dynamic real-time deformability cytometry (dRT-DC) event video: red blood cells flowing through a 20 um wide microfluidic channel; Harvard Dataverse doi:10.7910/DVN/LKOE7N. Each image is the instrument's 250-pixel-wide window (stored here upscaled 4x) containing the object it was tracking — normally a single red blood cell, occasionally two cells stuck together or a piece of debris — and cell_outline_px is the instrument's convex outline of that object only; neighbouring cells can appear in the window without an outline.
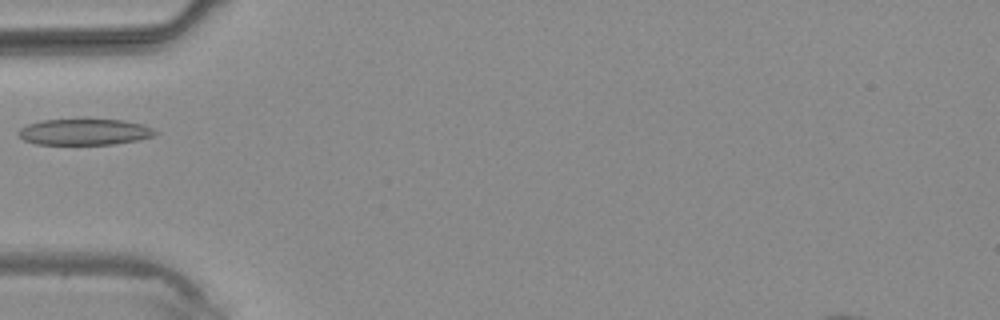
{"species": "common noctule bat (a hibernating species)", "species_latin": "Nyctalus noctula", "temperature_condition": "warm", "stored_images_in_passage": 3, "camera_frame_rate_fps": 3000, "um_per_image_px": 0.085, "animal": {"sex": "male", "body_mass_g": 20.4}, "frame": {"image": 1, "passage_image": 3, "time_ms": 3.333, "image_size_px": [1000, 320], "cell_outline_px": [[160, 132], [152, 136], [136, 140], [112, 144], [36, 144], [24, 140], [16, 132], [20, 128], [28, 124], [44, 120], [84, 116], [88, 116], [124, 120], [144, 124]], "centroid_in_image_um": [7.19, 11.15], "position_along_channel_um": 77.8, "area_um2": 21.85}}